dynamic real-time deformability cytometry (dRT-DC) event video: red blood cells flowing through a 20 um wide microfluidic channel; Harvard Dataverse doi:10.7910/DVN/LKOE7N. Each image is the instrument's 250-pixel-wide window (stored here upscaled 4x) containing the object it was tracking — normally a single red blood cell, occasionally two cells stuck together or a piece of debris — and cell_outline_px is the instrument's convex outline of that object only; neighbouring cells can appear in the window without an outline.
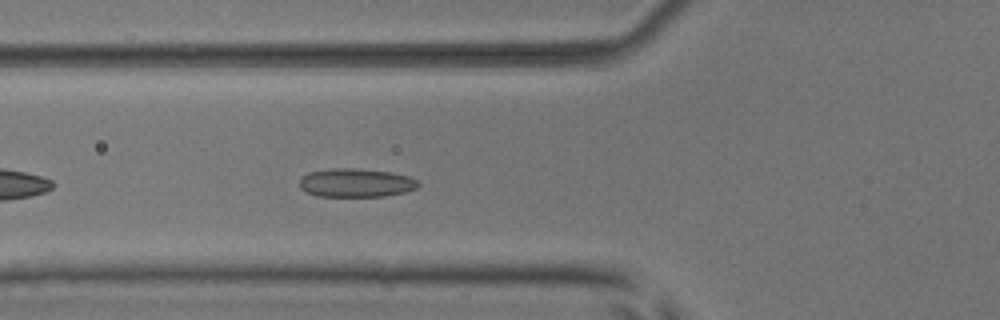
{"species": "common noctule bat (a hibernating species)", "species_latin": "Nyctalus noctula", "temperature_condition": "room temperature", "stored_images_in_passage": 6, "camera_frame_rate_fps": 3000, "um_per_image_px": 0.085, "animal": {"sex": "male", "body_mass_g": 17.9, "forearm_length_mm": 54.2}, "frame": {"image": 1, "passage_image": 6, "time_ms": 5.667, "image_size_px": [1000, 320], "cell_outline_px": [[420, 184], [416, 188], [404, 192], [384, 196], [320, 196], [308, 192], [300, 188], [300, 180], [308, 172], [332, 168], [356, 168], [392, 172], [408, 176], [416, 180]], "centroid_in_image_um": [30.27, 15.53], "position_along_channel_um": 95.5, "area_um2": 19.65}}